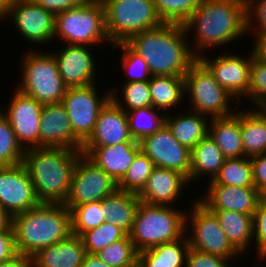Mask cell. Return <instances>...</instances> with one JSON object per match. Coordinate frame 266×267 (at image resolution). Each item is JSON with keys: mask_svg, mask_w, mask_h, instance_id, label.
I'll use <instances>...</instances> for the list:
<instances>
[{"mask_svg": "<svg viewBox=\"0 0 266 267\" xmlns=\"http://www.w3.org/2000/svg\"><path fill=\"white\" fill-rule=\"evenodd\" d=\"M207 184H222L238 187H255L251 158L225 159L218 174Z\"/></svg>", "mask_w": 266, "mask_h": 267, "instance_id": "d6a6232c", "label": "cell"}, {"mask_svg": "<svg viewBox=\"0 0 266 267\" xmlns=\"http://www.w3.org/2000/svg\"><path fill=\"white\" fill-rule=\"evenodd\" d=\"M182 25L187 37L194 36L195 43L189 45L194 46L190 49L198 59L206 49L216 50L247 34L246 0H202Z\"/></svg>", "mask_w": 266, "mask_h": 267, "instance_id": "6da1fadb", "label": "cell"}, {"mask_svg": "<svg viewBox=\"0 0 266 267\" xmlns=\"http://www.w3.org/2000/svg\"><path fill=\"white\" fill-rule=\"evenodd\" d=\"M112 49L120 50L122 53L121 66L125 70L124 83L149 81L152 74L149 70L148 64L142 56L135 53L125 42L116 43L110 46Z\"/></svg>", "mask_w": 266, "mask_h": 267, "instance_id": "b9f144b4", "label": "cell"}, {"mask_svg": "<svg viewBox=\"0 0 266 267\" xmlns=\"http://www.w3.org/2000/svg\"><path fill=\"white\" fill-rule=\"evenodd\" d=\"M17 254L14 230L0 231V264L13 259Z\"/></svg>", "mask_w": 266, "mask_h": 267, "instance_id": "7dc6e473", "label": "cell"}, {"mask_svg": "<svg viewBox=\"0 0 266 267\" xmlns=\"http://www.w3.org/2000/svg\"><path fill=\"white\" fill-rule=\"evenodd\" d=\"M139 144L155 167L178 171L189 179L191 150L178 142L166 124Z\"/></svg>", "mask_w": 266, "mask_h": 267, "instance_id": "2e32d148", "label": "cell"}, {"mask_svg": "<svg viewBox=\"0 0 266 267\" xmlns=\"http://www.w3.org/2000/svg\"><path fill=\"white\" fill-rule=\"evenodd\" d=\"M101 201L106 222H110L129 235L141 202L138 194L117 189Z\"/></svg>", "mask_w": 266, "mask_h": 267, "instance_id": "4316f807", "label": "cell"}, {"mask_svg": "<svg viewBox=\"0 0 266 267\" xmlns=\"http://www.w3.org/2000/svg\"><path fill=\"white\" fill-rule=\"evenodd\" d=\"M105 29L112 45L163 24L153 0H107Z\"/></svg>", "mask_w": 266, "mask_h": 267, "instance_id": "ba28073f", "label": "cell"}, {"mask_svg": "<svg viewBox=\"0 0 266 267\" xmlns=\"http://www.w3.org/2000/svg\"><path fill=\"white\" fill-rule=\"evenodd\" d=\"M40 203L23 163L0 166V205L9 214L15 216Z\"/></svg>", "mask_w": 266, "mask_h": 267, "instance_id": "5bb4252c", "label": "cell"}, {"mask_svg": "<svg viewBox=\"0 0 266 267\" xmlns=\"http://www.w3.org/2000/svg\"><path fill=\"white\" fill-rule=\"evenodd\" d=\"M246 3L247 34L250 32L257 36L266 31V0H246Z\"/></svg>", "mask_w": 266, "mask_h": 267, "instance_id": "f6af8a7d", "label": "cell"}, {"mask_svg": "<svg viewBox=\"0 0 266 267\" xmlns=\"http://www.w3.org/2000/svg\"><path fill=\"white\" fill-rule=\"evenodd\" d=\"M148 82L152 106L165 114H172V107L175 110L185 99L184 77L152 76Z\"/></svg>", "mask_w": 266, "mask_h": 267, "instance_id": "1f68e13d", "label": "cell"}, {"mask_svg": "<svg viewBox=\"0 0 266 267\" xmlns=\"http://www.w3.org/2000/svg\"><path fill=\"white\" fill-rule=\"evenodd\" d=\"M255 188L261 192L266 188V153L251 157Z\"/></svg>", "mask_w": 266, "mask_h": 267, "instance_id": "c3c4849f", "label": "cell"}, {"mask_svg": "<svg viewBox=\"0 0 266 267\" xmlns=\"http://www.w3.org/2000/svg\"><path fill=\"white\" fill-rule=\"evenodd\" d=\"M255 37L256 42L252 48L254 55L260 59L266 60V31L261 32Z\"/></svg>", "mask_w": 266, "mask_h": 267, "instance_id": "681fc988", "label": "cell"}, {"mask_svg": "<svg viewBox=\"0 0 266 267\" xmlns=\"http://www.w3.org/2000/svg\"><path fill=\"white\" fill-rule=\"evenodd\" d=\"M12 93L11 101L7 109L2 113L10 123L18 142L26 150L29 148L40 147V128L41 111L43 105L34 98L29 97L17 88Z\"/></svg>", "mask_w": 266, "mask_h": 267, "instance_id": "e0dca14e", "label": "cell"}, {"mask_svg": "<svg viewBox=\"0 0 266 267\" xmlns=\"http://www.w3.org/2000/svg\"><path fill=\"white\" fill-rule=\"evenodd\" d=\"M12 227L17 253L31 258L39 250L72 235L71 212L64 203L41 202L13 216Z\"/></svg>", "mask_w": 266, "mask_h": 267, "instance_id": "3957f363", "label": "cell"}, {"mask_svg": "<svg viewBox=\"0 0 266 267\" xmlns=\"http://www.w3.org/2000/svg\"><path fill=\"white\" fill-rule=\"evenodd\" d=\"M248 57L220 54L214 60L203 54L198 58L213 74L216 81L240 104L248 97L249 76L253 50ZM245 96V97H244Z\"/></svg>", "mask_w": 266, "mask_h": 267, "instance_id": "9a60e30c", "label": "cell"}, {"mask_svg": "<svg viewBox=\"0 0 266 267\" xmlns=\"http://www.w3.org/2000/svg\"><path fill=\"white\" fill-rule=\"evenodd\" d=\"M71 231L80 237L84 232L95 229L104 219L103 202H90L73 207L71 210Z\"/></svg>", "mask_w": 266, "mask_h": 267, "instance_id": "e575fe53", "label": "cell"}, {"mask_svg": "<svg viewBox=\"0 0 266 267\" xmlns=\"http://www.w3.org/2000/svg\"><path fill=\"white\" fill-rule=\"evenodd\" d=\"M25 149L18 142L6 116L0 110V166L23 163Z\"/></svg>", "mask_w": 266, "mask_h": 267, "instance_id": "ab89813d", "label": "cell"}, {"mask_svg": "<svg viewBox=\"0 0 266 267\" xmlns=\"http://www.w3.org/2000/svg\"><path fill=\"white\" fill-rule=\"evenodd\" d=\"M126 114L131 136L137 142L141 141L146 136L152 135L165 125V112L153 106L126 111Z\"/></svg>", "mask_w": 266, "mask_h": 267, "instance_id": "836d02e7", "label": "cell"}, {"mask_svg": "<svg viewBox=\"0 0 266 267\" xmlns=\"http://www.w3.org/2000/svg\"><path fill=\"white\" fill-rule=\"evenodd\" d=\"M88 3V0H60V13L68 8L84 6Z\"/></svg>", "mask_w": 266, "mask_h": 267, "instance_id": "11a10c76", "label": "cell"}, {"mask_svg": "<svg viewBox=\"0 0 266 267\" xmlns=\"http://www.w3.org/2000/svg\"><path fill=\"white\" fill-rule=\"evenodd\" d=\"M89 2H92V3H101V4H104L107 0H88Z\"/></svg>", "mask_w": 266, "mask_h": 267, "instance_id": "680465c9", "label": "cell"}, {"mask_svg": "<svg viewBox=\"0 0 266 267\" xmlns=\"http://www.w3.org/2000/svg\"><path fill=\"white\" fill-rule=\"evenodd\" d=\"M13 216L0 205V231L13 229Z\"/></svg>", "mask_w": 266, "mask_h": 267, "instance_id": "f5cc1de1", "label": "cell"}, {"mask_svg": "<svg viewBox=\"0 0 266 267\" xmlns=\"http://www.w3.org/2000/svg\"><path fill=\"white\" fill-rule=\"evenodd\" d=\"M80 150L63 147H35L25 150L23 165L41 202L64 203L70 191Z\"/></svg>", "mask_w": 266, "mask_h": 267, "instance_id": "277c9868", "label": "cell"}, {"mask_svg": "<svg viewBox=\"0 0 266 267\" xmlns=\"http://www.w3.org/2000/svg\"><path fill=\"white\" fill-rule=\"evenodd\" d=\"M14 1L15 0H0V21H5L3 19H5Z\"/></svg>", "mask_w": 266, "mask_h": 267, "instance_id": "9f6ffc18", "label": "cell"}, {"mask_svg": "<svg viewBox=\"0 0 266 267\" xmlns=\"http://www.w3.org/2000/svg\"><path fill=\"white\" fill-rule=\"evenodd\" d=\"M80 267H111L99 259L96 255L86 254Z\"/></svg>", "mask_w": 266, "mask_h": 267, "instance_id": "db71d44e", "label": "cell"}, {"mask_svg": "<svg viewBox=\"0 0 266 267\" xmlns=\"http://www.w3.org/2000/svg\"><path fill=\"white\" fill-rule=\"evenodd\" d=\"M111 267H136L138 252L127 235L124 239L111 243L95 254Z\"/></svg>", "mask_w": 266, "mask_h": 267, "instance_id": "74e56055", "label": "cell"}, {"mask_svg": "<svg viewBox=\"0 0 266 267\" xmlns=\"http://www.w3.org/2000/svg\"><path fill=\"white\" fill-rule=\"evenodd\" d=\"M225 159L215 141L207 135L191 150L189 183L207 178V175L209 181L213 180Z\"/></svg>", "mask_w": 266, "mask_h": 267, "instance_id": "4dcf8cb0", "label": "cell"}, {"mask_svg": "<svg viewBox=\"0 0 266 267\" xmlns=\"http://www.w3.org/2000/svg\"><path fill=\"white\" fill-rule=\"evenodd\" d=\"M111 99L124 111H131L141 107L152 106L151 93L148 81L124 83L121 97L117 91L111 89Z\"/></svg>", "mask_w": 266, "mask_h": 267, "instance_id": "8d00e7d4", "label": "cell"}, {"mask_svg": "<svg viewBox=\"0 0 266 267\" xmlns=\"http://www.w3.org/2000/svg\"><path fill=\"white\" fill-rule=\"evenodd\" d=\"M181 210L141 201L129 233L136 251L182 238L186 233V211Z\"/></svg>", "mask_w": 266, "mask_h": 267, "instance_id": "5b68a950", "label": "cell"}, {"mask_svg": "<svg viewBox=\"0 0 266 267\" xmlns=\"http://www.w3.org/2000/svg\"><path fill=\"white\" fill-rule=\"evenodd\" d=\"M0 267H32L31 259L17 254L13 259L0 264Z\"/></svg>", "mask_w": 266, "mask_h": 267, "instance_id": "f907efd6", "label": "cell"}, {"mask_svg": "<svg viewBox=\"0 0 266 267\" xmlns=\"http://www.w3.org/2000/svg\"><path fill=\"white\" fill-rule=\"evenodd\" d=\"M56 38L67 45L93 47L102 42L112 46L105 29L104 5L89 2L56 14L54 40Z\"/></svg>", "mask_w": 266, "mask_h": 267, "instance_id": "52a82bcc", "label": "cell"}, {"mask_svg": "<svg viewBox=\"0 0 266 267\" xmlns=\"http://www.w3.org/2000/svg\"><path fill=\"white\" fill-rule=\"evenodd\" d=\"M97 85L68 87L62 99L75 136L84 144L94 131L100 110L111 99V91L98 93Z\"/></svg>", "mask_w": 266, "mask_h": 267, "instance_id": "8fae6325", "label": "cell"}, {"mask_svg": "<svg viewBox=\"0 0 266 267\" xmlns=\"http://www.w3.org/2000/svg\"><path fill=\"white\" fill-rule=\"evenodd\" d=\"M228 259L219 255L205 253L194 248H189L186 256L185 267H231Z\"/></svg>", "mask_w": 266, "mask_h": 267, "instance_id": "bcb514c9", "label": "cell"}, {"mask_svg": "<svg viewBox=\"0 0 266 267\" xmlns=\"http://www.w3.org/2000/svg\"><path fill=\"white\" fill-rule=\"evenodd\" d=\"M30 48L21 58V78L17 89L42 105L61 103L67 90L54 55ZM33 49V50H32Z\"/></svg>", "mask_w": 266, "mask_h": 267, "instance_id": "8992f818", "label": "cell"}, {"mask_svg": "<svg viewBox=\"0 0 266 267\" xmlns=\"http://www.w3.org/2000/svg\"><path fill=\"white\" fill-rule=\"evenodd\" d=\"M117 189V182L81 154L76 162L70 191L64 204L71 210L78 205L101 201Z\"/></svg>", "mask_w": 266, "mask_h": 267, "instance_id": "7c38bea8", "label": "cell"}, {"mask_svg": "<svg viewBox=\"0 0 266 267\" xmlns=\"http://www.w3.org/2000/svg\"><path fill=\"white\" fill-rule=\"evenodd\" d=\"M202 0H153L163 23L183 24L199 7Z\"/></svg>", "mask_w": 266, "mask_h": 267, "instance_id": "60d3db41", "label": "cell"}, {"mask_svg": "<svg viewBox=\"0 0 266 267\" xmlns=\"http://www.w3.org/2000/svg\"><path fill=\"white\" fill-rule=\"evenodd\" d=\"M184 79L185 96L190 98L191 111L212 119L232 115L241 108L199 59L190 66ZM230 100L234 102L232 105ZM233 105L236 106L230 107Z\"/></svg>", "mask_w": 266, "mask_h": 267, "instance_id": "9c48e42d", "label": "cell"}, {"mask_svg": "<svg viewBox=\"0 0 266 267\" xmlns=\"http://www.w3.org/2000/svg\"><path fill=\"white\" fill-rule=\"evenodd\" d=\"M253 239L255 240V248L257 263L266 262V201L261 198L257 209L253 214ZM265 260V261H264ZM262 261V262H261Z\"/></svg>", "mask_w": 266, "mask_h": 267, "instance_id": "ee69618b", "label": "cell"}, {"mask_svg": "<svg viewBox=\"0 0 266 267\" xmlns=\"http://www.w3.org/2000/svg\"><path fill=\"white\" fill-rule=\"evenodd\" d=\"M86 254L82 239L72 234L59 243L39 250L30 259L32 267H80Z\"/></svg>", "mask_w": 266, "mask_h": 267, "instance_id": "cb8c5ba5", "label": "cell"}, {"mask_svg": "<svg viewBox=\"0 0 266 267\" xmlns=\"http://www.w3.org/2000/svg\"><path fill=\"white\" fill-rule=\"evenodd\" d=\"M154 168L152 160L141 150L118 183V189L139 194L147 184Z\"/></svg>", "mask_w": 266, "mask_h": 267, "instance_id": "d590c367", "label": "cell"}, {"mask_svg": "<svg viewBox=\"0 0 266 267\" xmlns=\"http://www.w3.org/2000/svg\"><path fill=\"white\" fill-rule=\"evenodd\" d=\"M184 26H161L131 36L125 43L148 64L152 76L184 75L197 60L192 53Z\"/></svg>", "mask_w": 266, "mask_h": 267, "instance_id": "7a4b0ae2", "label": "cell"}, {"mask_svg": "<svg viewBox=\"0 0 266 267\" xmlns=\"http://www.w3.org/2000/svg\"><path fill=\"white\" fill-rule=\"evenodd\" d=\"M81 151L90 161L119 183L136 155L141 151V147L139 142H121L115 146H83Z\"/></svg>", "mask_w": 266, "mask_h": 267, "instance_id": "7402d4cb", "label": "cell"}, {"mask_svg": "<svg viewBox=\"0 0 266 267\" xmlns=\"http://www.w3.org/2000/svg\"><path fill=\"white\" fill-rule=\"evenodd\" d=\"M190 248L186 234L173 242L163 243L138 253V267H185Z\"/></svg>", "mask_w": 266, "mask_h": 267, "instance_id": "f546056e", "label": "cell"}, {"mask_svg": "<svg viewBox=\"0 0 266 267\" xmlns=\"http://www.w3.org/2000/svg\"><path fill=\"white\" fill-rule=\"evenodd\" d=\"M127 234L110 222H103L95 229L84 232L82 239L87 254L95 255L111 243L124 239Z\"/></svg>", "mask_w": 266, "mask_h": 267, "instance_id": "f35d334b", "label": "cell"}, {"mask_svg": "<svg viewBox=\"0 0 266 267\" xmlns=\"http://www.w3.org/2000/svg\"><path fill=\"white\" fill-rule=\"evenodd\" d=\"M254 108L240 111L244 156L249 158L266 153V111L263 107Z\"/></svg>", "mask_w": 266, "mask_h": 267, "instance_id": "83f0119b", "label": "cell"}, {"mask_svg": "<svg viewBox=\"0 0 266 267\" xmlns=\"http://www.w3.org/2000/svg\"><path fill=\"white\" fill-rule=\"evenodd\" d=\"M188 185L191 186L188 178L180 172L155 167L138 196L142 202L148 204L175 206Z\"/></svg>", "mask_w": 266, "mask_h": 267, "instance_id": "603a6c76", "label": "cell"}, {"mask_svg": "<svg viewBox=\"0 0 266 267\" xmlns=\"http://www.w3.org/2000/svg\"><path fill=\"white\" fill-rule=\"evenodd\" d=\"M208 135L226 159L244 157L239 110L229 116L210 119Z\"/></svg>", "mask_w": 266, "mask_h": 267, "instance_id": "d4e9b609", "label": "cell"}, {"mask_svg": "<svg viewBox=\"0 0 266 267\" xmlns=\"http://www.w3.org/2000/svg\"><path fill=\"white\" fill-rule=\"evenodd\" d=\"M193 201L190 210H188L189 213L186 212L185 234L190 247L205 253L232 259L233 261L235 258L241 257V254L227 239L216 215L197 199Z\"/></svg>", "mask_w": 266, "mask_h": 267, "instance_id": "30bf717a", "label": "cell"}, {"mask_svg": "<svg viewBox=\"0 0 266 267\" xmlns=\"http://www.w3.org/2000/svg\"><path fill=\"white\" fill-rule=\"evenodd\" d=\"M39 128L40 147L82 150L83 143L75 136L62 103L43 105Z\"/></svg>", "mask_w": 266, "mask_h": 267, "instance_id": "ffe728a7", "label": "cell"}, {"mask_svg": "<svg viewBox=\"0 0 266 267\" xmlns=\"http://www.w3.org/2000/svg\"><path fill=\"white\" fill-rule=\"evenodd\" d=\"M188 112L189 110L181 114L180 111V115L166 114L165 124L180 144L192 150L208 135L211 118L191 110Z\"/></svg>", "mask_w": 266, "mask_h": 267, "instance_id": "484cf974", "label": "cell"}, {"mask_svg": "<svg viewBox=\"0 0 266 267\" xmlns=\"http://www.w3.org/2000/svg\"><path fill=\"white\" fill-rule=\"evenodd\" d=\"M37 5L42 6L54 15L60 13V0H33Z\"/></svg>", "mask_w": 266, "mask_h": 267, "instance_id": "816d5d0a", "label": "cell"}, {"mask_svg": "<svg viewBox=\"0 0 266 267\" xmlns=\"http://www.w3.org/2000/svg\"><path fill=\"white\" fill-rule=\"evenodd\" d=\"M219 220L220 226L232 246L241 254L253 246V215L232 210H209ZM246 252V254H245Z\"/></svg>", "mask_w": 266, "mask_h": 267, "instance_id": "f1b7e54d", "label": "cell"}, {"mask_svg": "<svg viewBox=\"0 0 266 267\" xmlns=\"http://www.w3.org/2000/svg\"><path fill=\"white\" fill-rule=\"evenodd\" d=\"M203 198H195L208 210H232L253 215L261 198L255 187L208 184Z\"/></svg>", "mask_w": 266, "mask_h": 267, "instance_id": "d6986e66", "label": "cell"}, {"mask_svg": "<svg viewBox=\"0 0 266 267\" xmlns=\"http://www.w3.org/2000/svg\"><path fill=\"white\" fill-rule=\"evenodd\" d=\"M91 51L89 46L64 44L59 52H51L67 87H84L96 83V69L98 68L92 55L94 52Z\"/></svg>", "mask_w": 266, "mask_h": 267, "instance_id": "ac0fdd59", "label": "cell"}, {"mask_svg": "<svg viewBox=\"0 0 266 267\" xmlns=\"http://www.w3.org/2000/svg\"><path fill=\"white\" fill-rule=\"evenodd\" d=\"M121 142H137L130 133L126 111L112 99L100 110L95 128L83 146H115Z\"/></svg>", "mask_w": 266, "mask_h": 267, "instance_id": "44dd1931", "label": "cell"}, {"mask_svg": "<svg viewBox=\"0 0 266 267\" xmlns=\"http://www.w3.org/2000/svg\"><path fill=\"white\" fill-rule=\"evenodd\" d=\"M260 195H261V199L263 201H266V188H264L261 192H260Z\"/></svg>", "mask_w": 266, "mask_h": 267, "instance_id": "6f0895ef", "label": "cell"}, {"mask_svg": "<svg viewBox=\"0 0 266 267\" xmlns=\"http://www.w3.org/2000/svg\"><path fill=\"white\" fill-rule=\"evenodd\" d=\"M249 102L255 104L252 107H264L266 105V60L253 55L250 66Z\"/></svg>", "mask_w": 266, "mask_h": 267, "instance_id": "7bdbcfd3", "label": "cell"}, {"mask_svg": "<svg viewBox=\"0 0 266 267\" xmlns=\"http://www.w3.org/2000/svg\"><path fill=\"white\" fill-rule=\"evenodd\" d=\"M12 20L15 30L23 40L36 47L52 44L55 33V15L33 0H15L5 20Z\"/></svg>", "mask_w": 266, "mask_h": 267, "instance_id": "4fadbf2b", "label": "cell"}]
</instances>
